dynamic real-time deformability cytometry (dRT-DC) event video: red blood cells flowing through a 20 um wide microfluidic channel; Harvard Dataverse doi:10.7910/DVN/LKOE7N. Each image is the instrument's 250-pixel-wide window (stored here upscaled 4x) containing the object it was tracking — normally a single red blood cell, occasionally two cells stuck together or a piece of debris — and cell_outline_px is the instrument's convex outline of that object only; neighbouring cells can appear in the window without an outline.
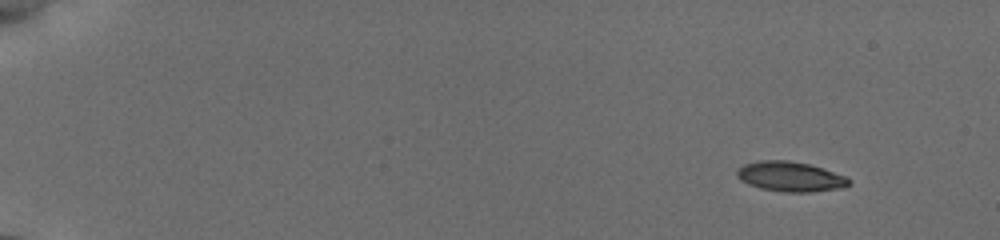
{"species": "common noctule bat (a hibernating species)", "species_latin": "Nyctalus noctula", "temperature_condition": "cold", "stored_images_in_passage": 54, "camera_frame_rate_fps": 3000, "um_per_image_px": 0.085, "animal": {"sex": "female", "body_mass_g": 19.5, "forearm_length_mm": 54.1}, "frame": {"image": 1, "passage_image": 5, "time_ms": 2.0, "image_size_px": [1000, 240], "cell_outline_px": [[852, 184], [844, 188], [812, 192], [784, 192], [760, 188], [748, 184], [740, 180], [736, 176], [736, 172], [744, 164], [756, 160], [788, 160], [808, 164], [824, 168], [844, 176], [852, 180]], "centroid_in_image_um": [67.2, 15.01], "position_along_channel_um": 17.8, "area_um2": 19.77}}
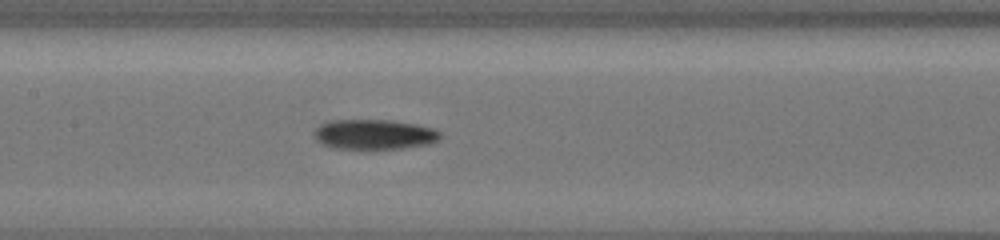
{"frame": {"image": 2, "passage_image": 22, "time_ms": 10.0, "image_size_px": [1000, 240], "cell_outline_px": [[440, 136], [432, 144], [404, 148], [336, 148], [320, 144], [316, 140], [312, 132], [320, 124], [332, 120], [388, 120], [416, 124], [432, 128], [440, 132]], "centroid_in_image_um": [31.78, 11.42], "position_along_channel_um": 175.6, "area_um2": 21.96}}
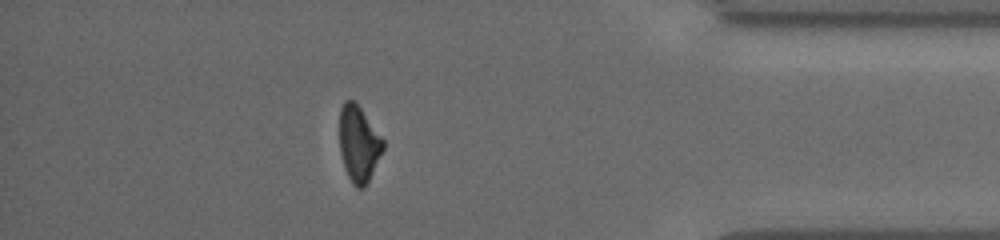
{"frame": {"image": 3, "passage_image": 43, "time_ms": 16.667, "image_size_px": [1000, 240], "cell_outline_px": [[384, 148], [364, 188], [356, 188], [352, 184], [344, 168], [340, 152], [340, 108], [344, 100], [356, 100], [384, 140]], "centroid_in_image_um": [30.48, 12.19], "position_along_channel_um": 404.7, "area_um2": 19.36}, "authors_computed_cell_mechanics": {"area_um2": 20.23, "velocity_mm_per_s": 3.8592, "shape_relaxation_time_tau1_ms": 8.27, "shape_relaxation_time_tau2_ms": null, "deformation_change_tau1": 0.2404, "deformation_change_tau2": null}}